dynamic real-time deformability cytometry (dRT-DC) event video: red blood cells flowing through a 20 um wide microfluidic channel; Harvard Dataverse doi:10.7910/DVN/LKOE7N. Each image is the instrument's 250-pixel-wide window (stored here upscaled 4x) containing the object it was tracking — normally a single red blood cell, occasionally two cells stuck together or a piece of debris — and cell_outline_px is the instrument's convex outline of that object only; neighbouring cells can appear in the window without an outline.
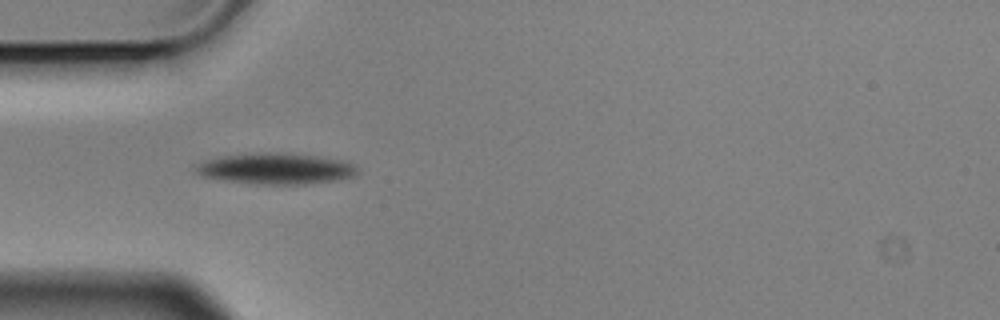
{"species": "Egyptian fruit bat (a non-hibernating species)", "species_latin": "Rousettus aegyptiacus", "temperature_condition": "cold", "stored_images_in_passage": 1, "camera_frame_rate_fps": 3000, "um_per_image_px": 0.085, "animal": {"sex": "male"}, "frame": {"image": 1, "passage_image": 1, "time_ms": 0.0, "image_size_px": [1000, 320], "cell_outline_px": [[360, 168], [352, 176], [332, 180], [304, 184], [256, 184], [224, 180], [200, 176], [196, 172], [192, 164], [204, 160], [224, 156], [260, 152], [288, 152], [344, 160], [356, 164]], "centroid_in_image_um": [23.4, 14.31], "position_along_channel_um": 61.6, "area_um2": 29.48}}